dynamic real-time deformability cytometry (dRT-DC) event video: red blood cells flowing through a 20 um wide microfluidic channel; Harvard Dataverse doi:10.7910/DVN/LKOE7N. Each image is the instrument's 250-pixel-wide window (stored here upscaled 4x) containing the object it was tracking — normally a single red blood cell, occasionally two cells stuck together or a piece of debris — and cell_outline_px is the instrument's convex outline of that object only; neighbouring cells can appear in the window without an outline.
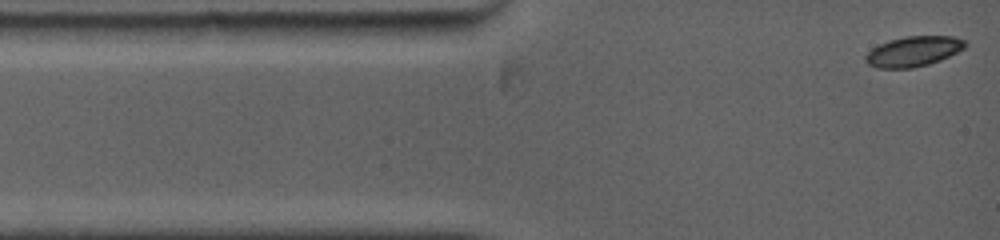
{"species": "common noctule bat (a hibernating species)", "species_latin": "Nyctalus noctula", "temperature_condition": "warm", "stored_images_in_passage": 4, "camera_frame_rate_fps": 5000, "um_per_image_px": 0.085, "animal": {"sex": "female", "body_mass_g": 19.0, "forearm_length_mm": 53.3}, "frame": {"image": 1, "passage_image": 1, "time_ms": 0.0, "image_size_px": [1000, 240], "cell_outline_px": [[968, 44], [964, 48], [940, 60], [928, 64], [912, 68], [876, 68], [868, 64], [864, 60], [864, 56], [872, 48], [888, 40], [904, 36], [952, 36], [964, 40]], "centroid_in_image_um": [77.6, 4.36], "position_along_channel_um": 7.4, "area_um2": 17.51}}
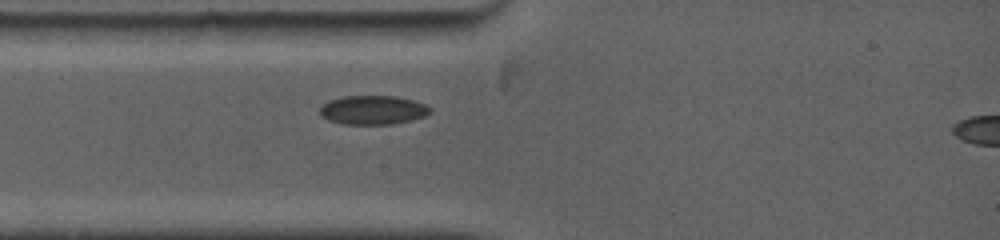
{"frame": {"image": 2, "passage_image": 4, "time_ms": 2.4, "image_size_px": [1000, 240], "cell_outline_px": [[432, 112], [424, 116], [392, 124], [344, 124], [328, 120], [320, 116], [320, 108], [328, 100], [344, 96], [396, 96], [412, 100], [424, 104], [432, 108]], "centroid_in_image_um": [31.68, 9.34], "position_along_channel_um": 53.3, "area_um2": 18.55}}